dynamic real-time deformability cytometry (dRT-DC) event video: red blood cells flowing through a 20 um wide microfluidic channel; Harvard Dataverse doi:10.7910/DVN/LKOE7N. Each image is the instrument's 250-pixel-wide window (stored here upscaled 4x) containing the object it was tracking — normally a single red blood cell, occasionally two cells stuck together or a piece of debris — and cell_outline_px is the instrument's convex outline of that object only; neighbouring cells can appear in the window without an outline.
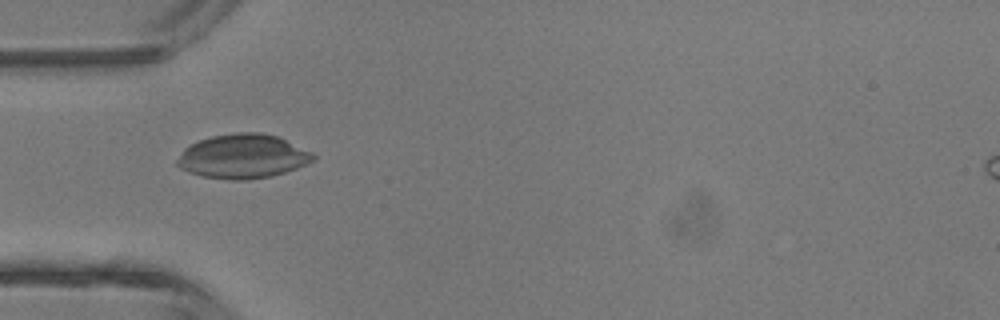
{"species": "common noctule bat (a hibernating species)", "species_latin": "Nyctalus noctula", "temperature_condition": "room temperature", "stored_images_in_passage": 2, "camera_frame_rate_fps": 3000, "um_per_image_px": 0.085, "animal": {"sex": "male", "body_mass_g": 13.3}, "frame": {"image": 1, "passage_image": 1, "time_ms": 0.0, "image_size_px": [1000, 320], "cell_outline_px": [[316, 160], [308, 164], [272, 176], [248, 180], [232, 180], [204, 176], [188, 172], [180, 168], [176, 164], [176, 160], [184, 148], [200, 140], [212, 136], [236, 132], [260, 132], [276, 136], [312, 152], [316, 156]], "centroid_in_image_um": [20.65, 13.29], "position_along_channel_um": 64.4, "area_um2": 34.97}}
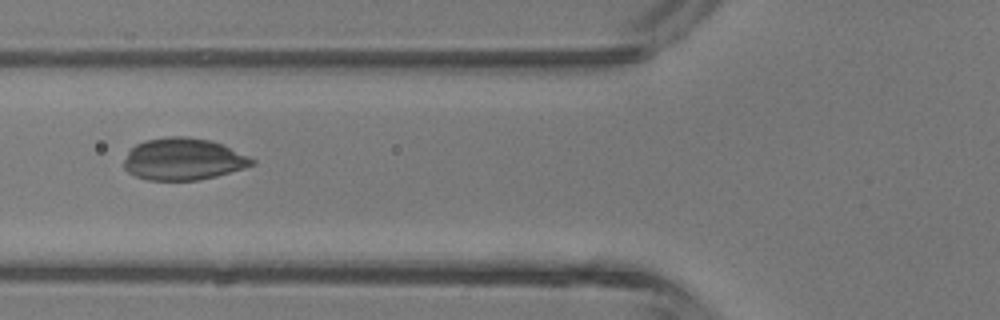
{"frame": {"image": 2, "passage_image": 2, "time_ms": 1.0, "image_size_px": [1000, 320], "cell_outline_px": [[256, 164], [244, 168], [216, 176], [200, 180], [148, 180], [136, 176], [128, 172], [124, 168], [124, 160], [128, 152], [136, 144], [144, 140], [168, 136], [188, 136], [208, 140], [220, 144], [248, 156], [256, 160]], "centroid_in_image_um": [15.56, 13.53], "position_along_channel_um": 110.2, "area_um2": 31.21}}